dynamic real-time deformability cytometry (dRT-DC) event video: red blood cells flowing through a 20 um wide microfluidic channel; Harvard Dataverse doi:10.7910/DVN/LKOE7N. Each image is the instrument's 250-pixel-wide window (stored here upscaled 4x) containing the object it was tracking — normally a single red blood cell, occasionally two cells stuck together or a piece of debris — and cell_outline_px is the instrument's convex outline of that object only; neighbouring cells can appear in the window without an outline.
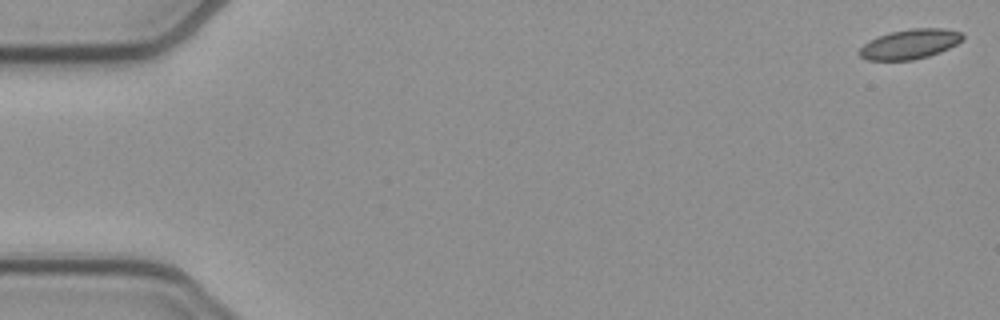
{"species": "common noctule bat (a hibernating species)", "species_latin": "Nyctalus noctula", "temperature_condition": "cold", "stored_images_in_passage": 53, "camera_frame_rate_fps": 3000, "um_per_image_px": 0.085, "animal": {"sex": "female", "body_mass_g": 21.9}, "frame": {"image": 1, "passage_image": 1, "time_ms": 0.0, "image_size_px": [1000, 320], "cell_outline_px": [[964, 40], [940, 52], [928, 56], [912, 60], [868, 60], [860, 56], [856, 52], [864, 44], [880, 36], [892, 32], [912, 28], [944, 28], [960, 32], [964, 36]], "centroid_in_image_um": [77.36, 3.75], "position_along_channel_um": 7.6, "area_um2": 17.74}}
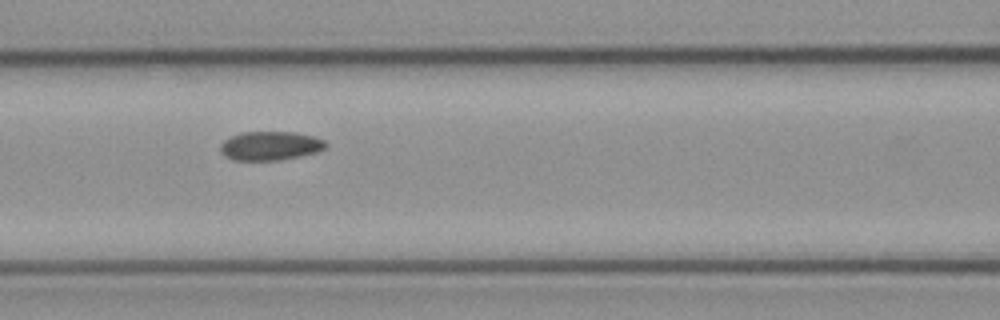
{"frame": {"image": 2, "passage_image": 23, "time_ms": 7.333, "image_size_px": [1000, 320], "cell_outline_px": [[328, 144], [324, 148], [316, 152], [300, 156], [280, 160], [232, 160], [224, 156], [220, 152], [220, 144], [224, 140], [240, 132], [296, 132], [312, 136], [324, 140]], "centroid_in_image_um": [22.94, 12.39], "position_along_channel_um": 143.7, "area_um2": 17.8}}
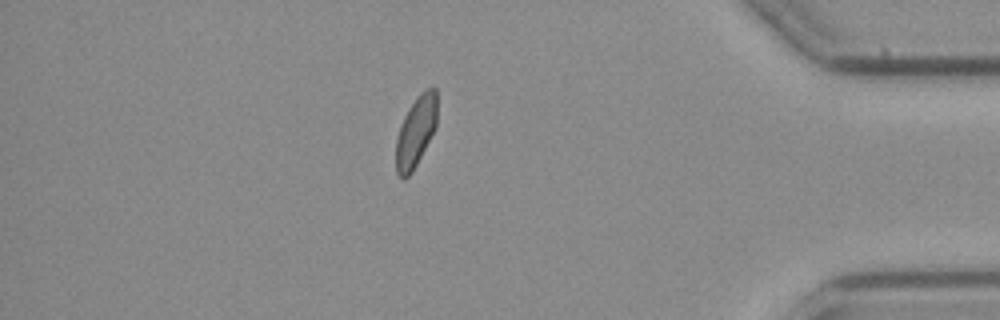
{"frame": {"image": 3, "passage_image": 46, "time_ms": 15.0, "image_size_px": [1000, 320], "cell_outline_px": [[436, 128], [412, 172], [404, 180], [396, 172], [396, 140], [404, 116], [408, 108], [416, 96], [420, 92], [428, 88], [436, 88]], "centroid_in_image_um": [35.34, 11.18], "position_along_channel_um": 399.9, "area_um2": 16.82}, "authors_computed_cell_mechanics": {"area_um2": 17.8602, "velocity_mm_per_s": 3.8613, "shape_relaxation_time_tau1_ms": null, "shape_relaxation_time_tau2_ms": 4.5309, "deformation_change_tau1": null, "deformation_change_tau2": 0.0751}}